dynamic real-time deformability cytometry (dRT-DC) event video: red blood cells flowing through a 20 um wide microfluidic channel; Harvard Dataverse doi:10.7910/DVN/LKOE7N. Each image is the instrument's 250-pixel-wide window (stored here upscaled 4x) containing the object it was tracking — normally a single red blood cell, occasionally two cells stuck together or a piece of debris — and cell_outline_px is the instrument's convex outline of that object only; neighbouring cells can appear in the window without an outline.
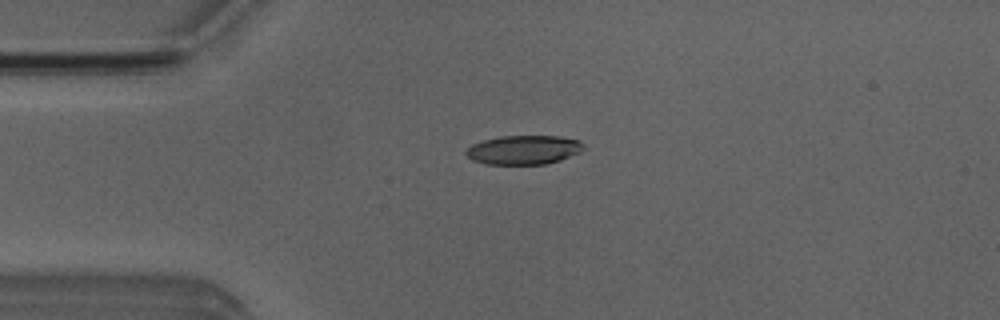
{"species": "Egyptian fruit bat (a non-hibernating species)", "species_latin": "Rousettus aegyptiacus", "temperature_condition": "room temperature", "stored_images_in_passage": 47, "camera_frame_rate_fps": 3000, "um_per_image_px": 0.085, "animal": {"sex": "male"}, "frame": {"image": 1, "passage_image": 7, "time_ms": 2.0, "image_size_px": [1000, 320], "cell_outline_px": [[584, 148], [580, 152], [560, 160], [544, 164], [484, 164], [472, 160], [464, 152], [472, 144], [484, 140], [500, 136], [560, 136], [580, 140], [584, 144]], "centroid_in_image_um": [44.52, 12.73], "position_along_channel_um": 40.5, "area_um2": 19.94}}
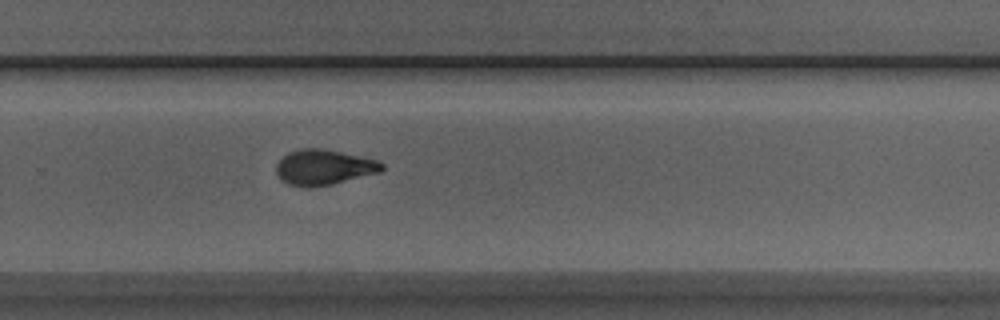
{"frame": {"image": 2, "passage_image": 29, "time_ms": 9.333, "image_size_px": [1000, 320], "cell_outline_px": [[384, 168], [380, 172], [332, 184], [312, 188], [304, 188], [288, 184], [276, 172], [276, 164], [288, 152], [304, 148], [320, 148], [340, 152], [376, 160], [384, 164]], "centroid_in_image_um": [27.51, 14.23], "position_along_channel_um": 302.3, "area_um2": 21.56}}
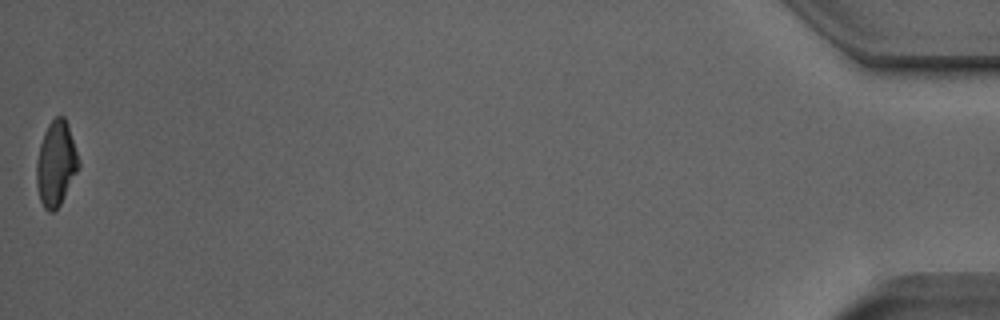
{"frame": {"image": 3, "passage_image": 47, "time_ms": 15.333, "image_size_px": [1000, 320], "cell_outline_px": [[80, 168], [60, 204], [52, 212], [48, 212], [44, 208], [40, 200], [36, 184], [36, 160], [40, 144], [44, 132], [48, 124], [56, 116], [64, 116], [80, 160]], "centroid_in_image_um": [4.76, 13.92], "position_along_channel_um": 430.4, "area_um2": 20.87}, "authors_computed_cell_mechanics": {"area_um2": 21.5016, "velocity_mm_per_s": 3.8865, "shape_relaxation_time_tau1_ms": 3.8465, "shape_relaxation_time_tau2_ms": 1.7411, "deformation_change_tau1": 0.1631, "deformation_change_tau2": 0.0673}}